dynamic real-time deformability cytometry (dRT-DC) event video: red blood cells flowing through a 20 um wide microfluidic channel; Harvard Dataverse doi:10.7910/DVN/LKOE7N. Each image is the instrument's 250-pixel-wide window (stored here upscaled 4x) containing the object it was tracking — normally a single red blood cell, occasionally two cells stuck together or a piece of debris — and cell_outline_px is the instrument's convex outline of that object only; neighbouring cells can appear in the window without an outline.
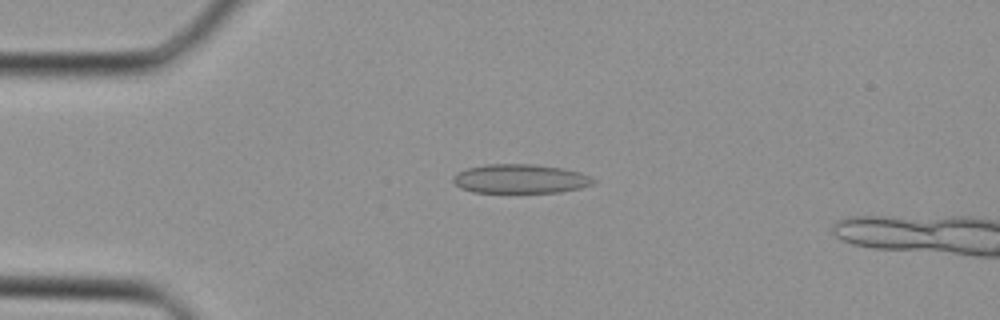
{"species": "Egyptian fruit bat (a non-hibernating species)", "species_latin": "Rousettus aegyptiacus", "temperature_condition": "cold", "stored_images_in_passage": 11, "camera_frame_rate_fps": 3000, "um_per_image_px": 0.085, "animal": {"sex": "female"}, "frame": {"image": 1, "passage_image": 8, "time_ms": 2.333, "image_size_px": [1000, 320], "cell_outline_px": [[596, 180], [592, 184], [580, 188], [560, 192], [472, 192], [460, 188], [452, 180], [452, 176], [456, 172], [468, 168], [488, 164], [532, 164], [564, 168], [580, 172]], "centroid_in_image_um": [44.2, 15.19], "position_along_channel_um": 40.8, "area_um2": 23.76}}